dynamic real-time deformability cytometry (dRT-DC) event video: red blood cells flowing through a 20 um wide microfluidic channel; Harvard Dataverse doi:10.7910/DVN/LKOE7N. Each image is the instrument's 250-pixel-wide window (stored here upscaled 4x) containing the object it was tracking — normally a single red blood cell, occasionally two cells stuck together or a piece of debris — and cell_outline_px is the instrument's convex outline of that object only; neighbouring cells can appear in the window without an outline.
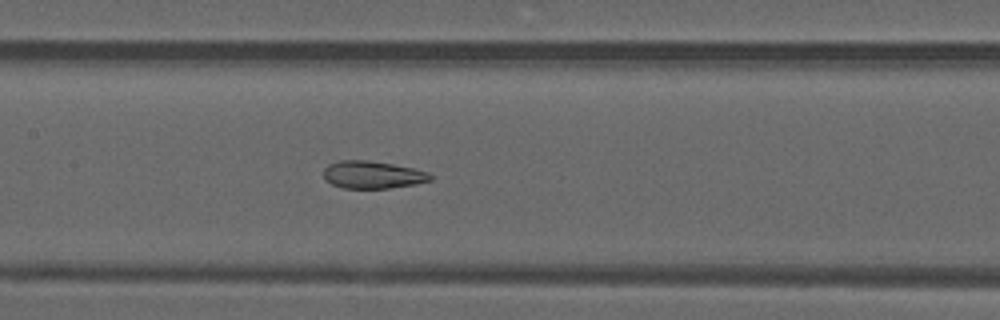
{"species": "common noctule bat (a hibernating species)", "species_latin": "Nyctalus noctula", "temperature_condition": "warm", "stored_images_in_passage": 21, "camera_frame_rate_fps": 3000, "um_per_image_px": 0.085, "animal": {"sex": "male", "forearm_length_mm": 52.5}, "frame": {"image": 1, "passage_image": 15, "time_ms": 4.667, "image_size_px": [1000, 320], "cell_outline_px": [[432, 180], [416, 184], [388, 188], [344, 188], [332, 184], [324, 180], [324, 168], [328, 164], [340, 160], [368, 160], [392, 164], [412, 168], [428, 172], [432, 176]], "centroid_in_image_um": [31.65, 14.85], "position_along_channel_um": 175.7, "area_um2": 17.11}}
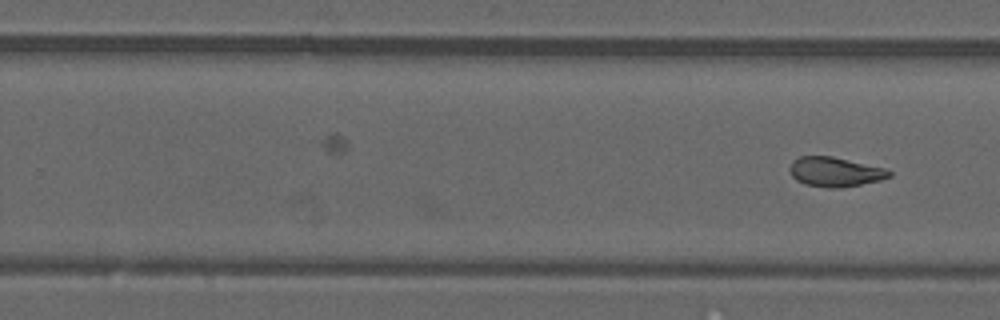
{"frame": {"image": 2, "passage_image": 21, "time_ms": 6.667, "image_size_px": [1000, 320], "cell_outline_px": [[892, 176], [880, 180], [840, 188], [828, 188], [804, 184], [796, 180], [792, 176], [788, 168], [792, 160], [800, 156], [832, 156], [884, 168], [892, 172]], "centroid_in_image_um": [70.94, 14.61], "position_along_channel_um": 258.9, "area_um2": 17.17}}